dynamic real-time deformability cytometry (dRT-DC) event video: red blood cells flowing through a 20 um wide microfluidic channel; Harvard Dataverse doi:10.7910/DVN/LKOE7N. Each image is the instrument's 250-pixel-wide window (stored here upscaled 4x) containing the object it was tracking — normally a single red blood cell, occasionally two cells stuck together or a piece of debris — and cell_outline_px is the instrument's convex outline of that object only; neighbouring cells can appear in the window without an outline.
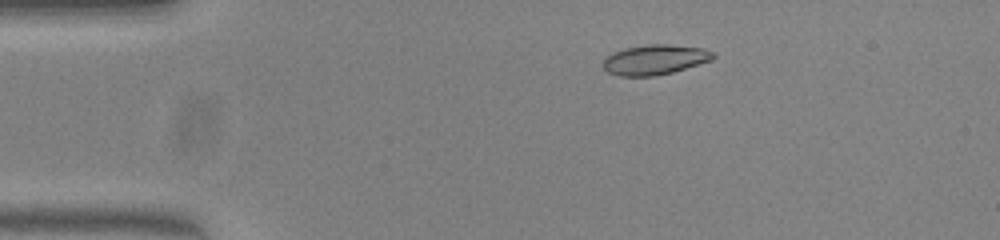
{"species": "common noctule bat (a hibernating species)", "species_latin": "Nyctalus noctula", "temperature_condition": "warm", "stored_images_in_passage": 49, "camera_frame_rate_fps": 3000, "um_per_image_px": 0.085, "animal": {"sex": "female", "body_mass_g": 23.0, "forearm_length_mm": 53.4}, "frame": {"image": 1, "passage_image": 7, "time_ms": 2.0, "image_size_px": [1000, 240], "cell_outline_px": [[716, 56], [712, 60], [672, 72], [652, 76], [620, 76], [608, 72], [604, 68], [604, 60], [608, 56], [624, 48], [648, 44], [668, 44], [704, 48], [712, 52]], "centroid_in_image_um": [55.69, 5.06], "position_along_channel_um": 29.3, "area_um2": 19.02}}
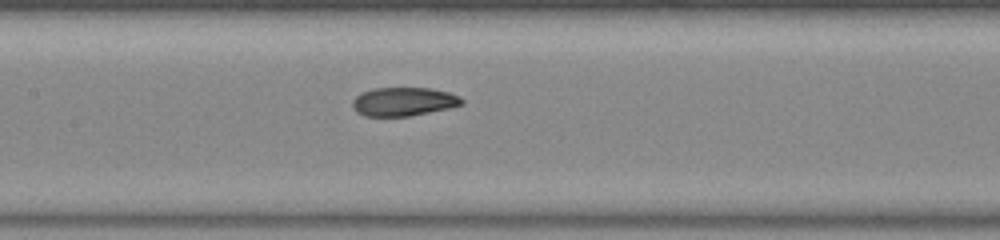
{"frame": {"image": 2, "passage_image": 22, "time_ms": 7.0, "image_size_px": [1000, 240], "cell_outline_px": [[464, 104], [448, 108], [408, 116], [364, 116], [356, 112], [352, 104], [352, 100], [360, 92], [372, 88], [428, 88], [448, 92], [460, 96], [464, 100]], "centroid_in_image_um": [34.28, 8.63], "position_along_channel_um": 173.1, "area_um2": 18.26}}
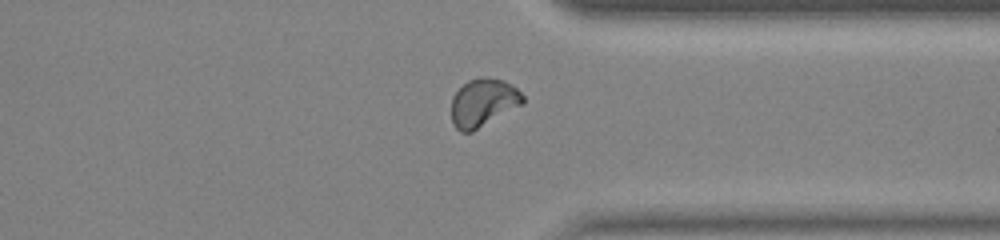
{"frame": {"image": 3, "passage_image": 37, "time_ms": 12.0, "image_size_px": [1000, 240], "cell_outline_px": [[524, 104], [472, 132], [460, 132], [452, 124], [452, 96], [468, 80], [484, 76], [488, 76], [504, 80], [512, 84], [524, 96]], "centroid_in_image_um": [41.09, 8.72], "position_along_channel_um": 370.3, "area_um2": 20.23}, "authors_computed_cell_mechanics": {"area_um2": 19.0162, "velocity_mm_per_s": 3.9904, "shape_relaxation_time_tau1_ms": 10.4733, "shape_relaxation_time_tau2_ms": 1.4548, "deformation_change_tau1": 0.2972, "deformation_change_tau2": 0.0604}}